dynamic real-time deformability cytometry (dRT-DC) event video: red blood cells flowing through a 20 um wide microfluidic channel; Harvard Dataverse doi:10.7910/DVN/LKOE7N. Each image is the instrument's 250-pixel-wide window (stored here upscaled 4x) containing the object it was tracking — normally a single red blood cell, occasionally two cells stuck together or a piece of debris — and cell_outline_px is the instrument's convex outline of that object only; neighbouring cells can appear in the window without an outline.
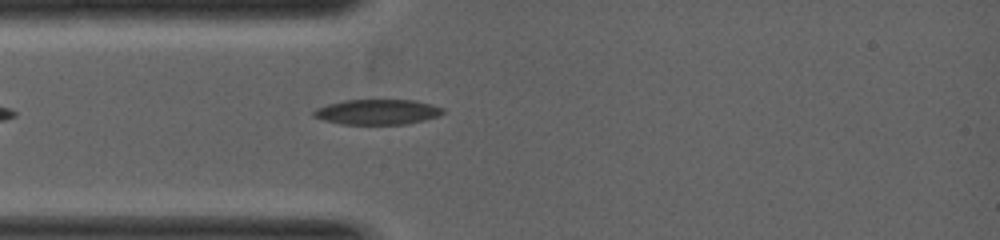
{"species": "common noctule bat (a hibernating species)", "species_latin": "Nyctalus noctula", "temperature_condition": "warm", "stored_images_in_passage": 3, "camera_frame_rate_fps": 5000, "um_per_image_px": 0.085, "animal": {"sex": "female", "body_mass_g": 19.0, "forearm_length_mm": 53.3}, "frame": {"image": 1, "passage_image": 3, "time_ms": 0.6, "image_size_px": [1000, 240], "cell_outline_px": [[444, 112], [440, 116], [424, 120], [404, 124], [340, 124], [324, 120], [312, 116], [312, 112], [316, 108], [328, 104], [344, 100], [416, 100], [432, 104], [444, 108]], "centroid_in_image_um": [32.09, 9.51], "position_along_channel_um": 52.9, "area_um2": 19.07}}